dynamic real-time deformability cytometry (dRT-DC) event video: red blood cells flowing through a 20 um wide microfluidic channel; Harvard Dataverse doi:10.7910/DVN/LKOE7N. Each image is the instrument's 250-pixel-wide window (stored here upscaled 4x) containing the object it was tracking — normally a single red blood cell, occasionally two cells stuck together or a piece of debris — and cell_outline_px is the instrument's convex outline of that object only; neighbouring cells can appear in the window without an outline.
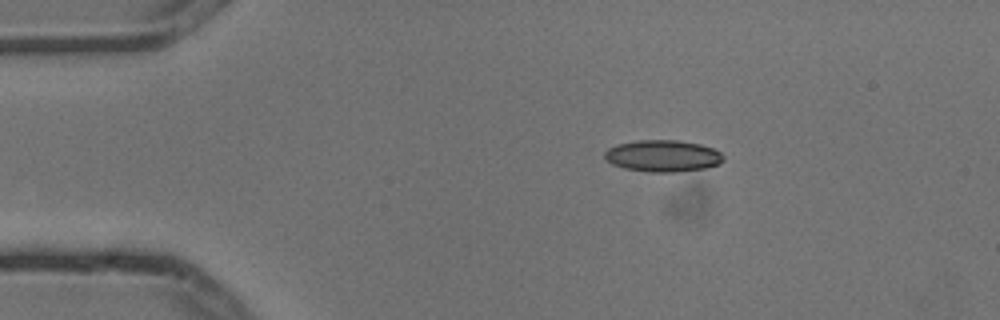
{"species": "common noctule bat (a hibernating species)", "species_latin": "Nyctalus noctula", "temperature_condition": "cold", "stored_images_in_passage": 4, "camera_frame_rate_fps": 3000, "um_per_image_px": 0.085, "animal": {"sex": "male", "body_mass_g": 13.3}, "frame": {"image": 1, "passage_image": 1, "time_ms": 0.0, "image_size_px": [1000, 320], "cell_outline_px": [[724, 160], [720, 164], [704, 168], [676, 172], [648, 172], [624, 168], [612, 164], [604, 160], [604, 152], [608, 148], [616, 144], [636, 140], [676, 140], [700, 144], [712, 148], [720, 152], [724, 156]], "centroid_in_image_um": [56.31, 13.25], "position_along_channel_um": 28.7, "area_um2": 22.14}}
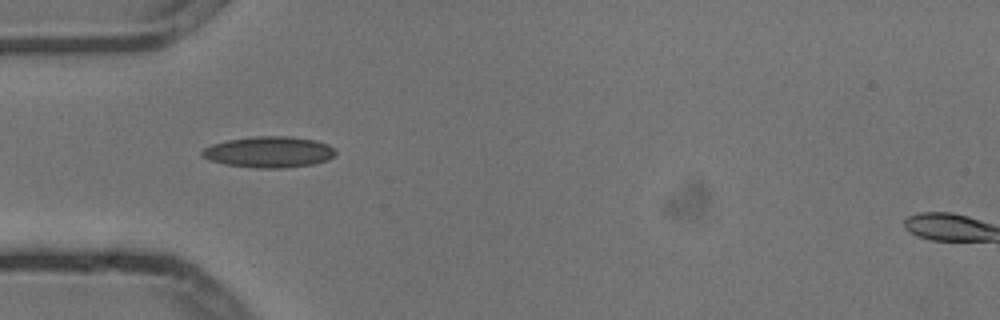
{"frame": {"image": 2, "passage_image": 3, "time_ms": 0.667, "image_size_px": [1000, 320], "cell_outline_px": [[336, 152], [328, 160], [312, 164], [284, 168], [256, 168], [224, 164], [208, 160], [200, 156], [200, 152], [204, 148], [212, 144], [228, 140], [256, 136], [288, 136], [316, 140], [328, 144]], "centroid_in_image_um": [22.83, 12.92], "position_along_channel_um": 62.2, "area_um2": 24.22}}
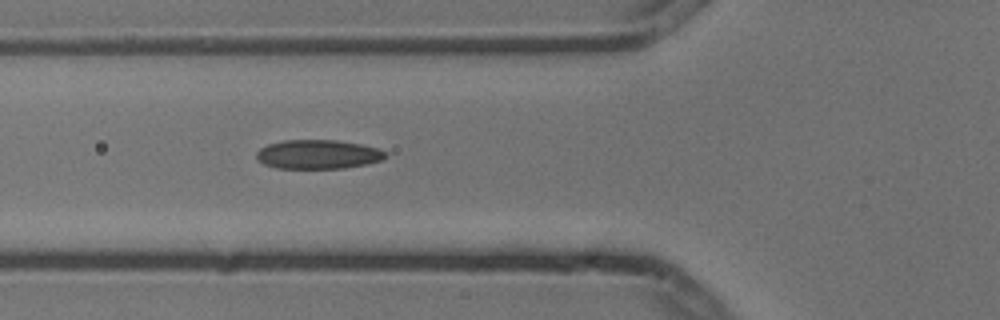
{"frame": {"image": 3, "passage_image": 4, "time_ms": 1.0, "image_size_px": [1000, 320], "cell_outline_px": [[388, 156], [380, 160], [368, 164], [344, 168], [276, 168], [264, 164], [256, 156], [256, 152], [260, 148], [268, 144], [284, 140], [336, 140], [360, 144], [380, 148], [388, 152]], "centroid_in_image_um": [27.07, 13.11], "position_along_channel_um": 98.7, "area_um2": 21.96}}